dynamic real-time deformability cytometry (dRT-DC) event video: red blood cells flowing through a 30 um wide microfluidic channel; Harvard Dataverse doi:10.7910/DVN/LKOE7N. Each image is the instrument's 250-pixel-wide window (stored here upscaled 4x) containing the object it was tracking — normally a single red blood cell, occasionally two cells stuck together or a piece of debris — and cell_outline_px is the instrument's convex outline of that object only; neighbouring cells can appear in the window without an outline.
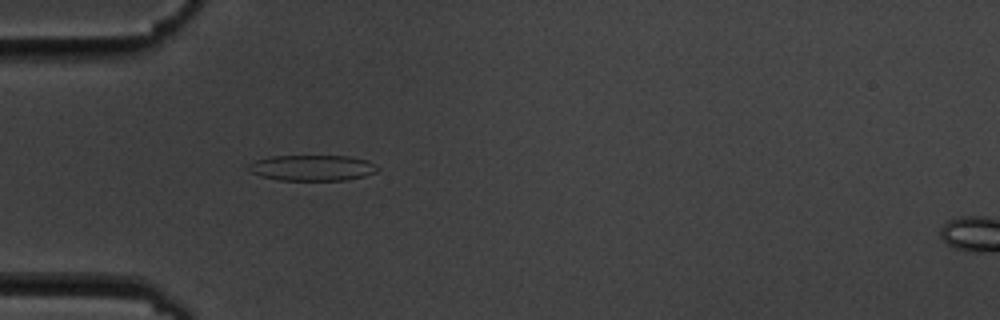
{"species": "common noctule bat (a hibernating species)", "species_latin": "Nyctalus noctula", "temperature_condition": "cold", "stored_images_in_passage": 3, "segment_of_instrument_passage": [1, 2], "camera_frame_rate_fps": 3000, "um_per_image_px": 0.085, "animal": {"sex": "male", "body_mass_g": 19.5, "forearm_length_mm": 54.6}, "frame": {"image": 1, "passage_image": 2, "time_ms": 1.0, "image_size_px": [1000, 320], "cell_outline_px": [[380, 168], [376, 172], [364, 176], [348, 180], [276, 180], [260, 176], [252, 172], [248, 168], [248, 164], [256, 160], [272, 156], [348, 156], [368, 160], [376, 164]], "centroid_in_image_um": [26.57, 14.27], "position_along_channel_um": 58.4, "area_um2": 19.48}}